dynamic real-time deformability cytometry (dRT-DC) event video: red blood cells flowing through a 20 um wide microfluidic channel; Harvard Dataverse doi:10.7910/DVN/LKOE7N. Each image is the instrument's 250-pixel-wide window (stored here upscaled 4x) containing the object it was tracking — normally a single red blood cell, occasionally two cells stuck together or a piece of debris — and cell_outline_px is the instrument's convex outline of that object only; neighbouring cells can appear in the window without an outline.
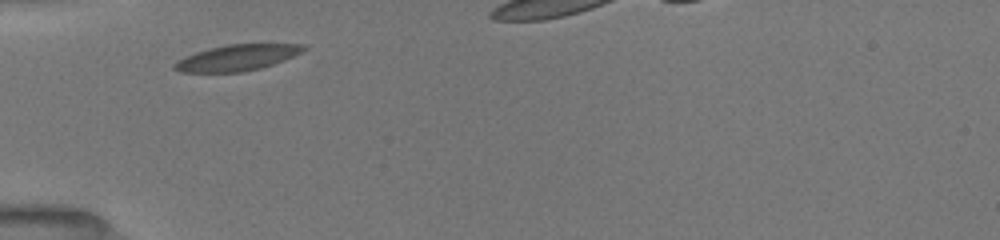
{"species": "common noctule bat (a hibernating species)", "species_latin": "Nyctalus noctula", "temperature_condition": "room temperature", "stored_images_in_passage": 2, "camera_frame_rate_fps": 3000, "um_per_image_px": 0.085, "animal": {"sex": "female", "body_mass_g": 19.5, "forearm_length_mm": 54.1}, "frame": {"image": 1, "passage_image": 1, "time_ms": 0.0, "image_size_px": [1000, 240], "cell_outline_px": [[304, 48], [300, 52], [292, 56], [272, 64], [260, 68], [244, 72], [180, 72], [172, 68], [172, 64], [176, 60], [196, 52], [208, 48], [228, 44], [304, 44]], "centroid_in_image_um": [20.06, 4.91], "position_along_channel_um": 64.9, "area_um2": 19.36}}
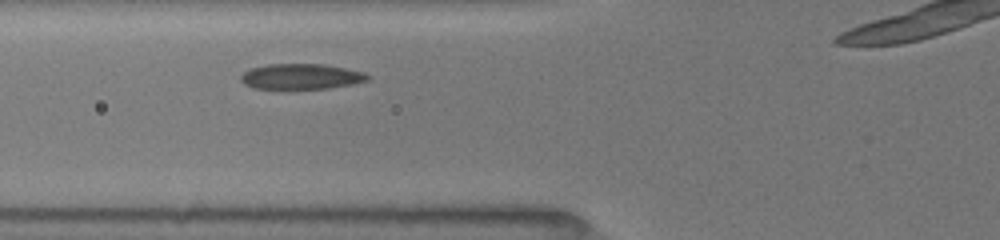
{"frame": {"image": 2, "passage_image": 2, "time_ms": 1.0, "image_size_px": [1000, 240], "cell_outline_px": [[372, 80], [352, 84], [328, 88], [284, 92], [252, 88], [244, 84], [240, 80], [240, 76], [244, 72], [252, 68], [268, 64], [324, 64], [364, 72], [372, 76]], "centroid_in_image_um": [25.57, 6.56], "position_along_channel_um": 100.2, "area_um2": 19.88}}